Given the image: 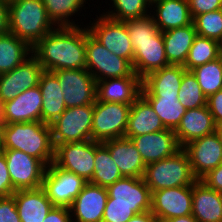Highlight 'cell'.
Wrapping results in <instances>:
<instances>
[{"label":"cell","mask_w":222,"mask_h":222,"mask_svg":"<svg viewBox=\"0 0 222 222\" xmlns=\"http://www.w3.org/2000/svg\"><path fill=\"white\" fill-rule=\"evenodd\" d=\"M86 28L60 26L32 47V55L44 71L86 69ZM34 53V54H33Z\"/></svg>","instance_id":"6da1fadb"},{"label":"cell","mask_w":222,"mask_h":222,"mask_svg":"<svg viewBox=\"0 0 222 222\" xmlns=\"http://www.w3.org/2000/svg\"><path fill=\"white\" fill-rule=\"evenodd\" d=\"M0 149L22 151L48 167L55 155L51 126L42 121L1 125Z\"/></svg>","instance_id":"7a4b0ae2"},{"label":"cell","mask_w":222,"mask_h":222,"mask_svg":"<svg viewBox=\"0 0 222 222\" xmlns=\"http://www.w3.org/2000/svg\"><path fill=\"white\" fill-rule=\"evenodd\" d=\"M42 0H15L9 3V30L33 47L56 27Z\"/></svg>","instance_id":"3957f363"},{"label":"cell","mask_w":222,"mask_h":222,"mask_svg":"<svg viewBox=\"0 0 222 222\" xmlns=\"http://www.w3.org/2000/svg\"><path fill=\"white\" fill-rule=\"evenodd\" d=\"M142 178L151 193L193 185L198 180L193 174L188 153L183 148L170 157L147 164Z\"/></svg>","instance_id":"277c9868"},{"label":"cell","mask_w":222,"mask_h":222,"mask_svg":"<svg viewBox=\"0 0 222 222\" xmlns=\"http://www.w3.org/2000/svg\"><path fill=\"white\" fill-rule=\"evenodd\" d=\"M86 69L97 81L108 78L139 77L132 64L111 53L86 28Z\"/></svg>","instance_id":"5b68a950"},{"label":"cell","mask_w":222,"mask_h":222,"mask_svg":"<svg viewBox=\"0 0 222 222\" xmlns=\"http://www.w3.org/2000/svg\"><path fill=\"white\" fill-rule=\"evenodd\" d=\"M94 103L67 108L52 124V139L59 144L92 140Z\"/></svg>","instance_id":"8992f818"},{"label":"cell","mask_w":222,"mask_h":222,"mask_svg":"<svg viewBox=\"0 0 222 222\" xmlns=\"http://www.w3.org/2000/svg\"><path fill=\"white\" fill-rule=\"evenodd\" d=\"M131 105L96 99L93 111L92 140L103 142L125 137Z\"/></svg>","instance_id":"52a82bcc"},{"label":"cell","mask_w":222,"mask_h":222,"mask_svg":"<svg viewBox=\"0 0 222 222\" xmlns=\"http://www.w3.org/2000/svg\"><path fill=\"white\" fill-rule=\"evenodd\" d=\"M101 143L87 140L59 144L55 147L53 163L57 167L75 173L89 182L94 172L95 151Z\"/></svg>","instance_id":"ba28073f"},{"label":"cell","mask_w":222,"mask_h":222,"mask_svg":"<svg viewBox=\"0 0 222 222\" xmlns=\"http://www.w3.org/2000/svg\"><path fill=\"white\" fill-rule=\"evenodd\" d=\"M57 76L67 108L95 103L97 82L87 69H59Z\"/></svg>","instance_id":"9c48e42d"},{"label":"cell","mask_w":222,"mask_h":222,"mask_svg":"<svg viewBox=\"0 0 222 222\" xmlns=\"http://www.w3.org/2000/svg\"><path fill=\"white\" fill-rule=\"evenodd\" d=\"M87 183L83 177L52 162L45 170L41 188L54 206L70 207Z\"/></svg>","instance_id":"30bf717a"},{"label":"cell","mask_w":222,"mask_h":222,"mask_svg":"<svg viewBox=\"0 0 222 222\" xmlns=\"http://www.w3.org/2000/svg\"><path fill=\"white\" fill-rule=\"evenodd\" d=\"M6 159L12 186L17 190L37 189L42 186L46 166L22 151L0 149Z\"/></svg>","instance_id":"8fae6325"},{"label":"cell","mask_w":222,"mask_h":222,"mask_svg":"<svg viewBox=\"0 0 222 222\" xmlns=\"http://www.w3.org/2000/svg\"><path fill=\"white\" fill-rule=\"evenodd\" d=\"M99 17L95 23L92 22V26L88 27L89 33L111 53L127 59L132 64L134 49L125 23L111 19L104 14Z\"/></svg>","instance_id":"7c38bea8"},{"label":"cell","mask_w":222,"mask_h":222,"mask_svg":"<svg viewBox=\"0 0 222 222\" xmlns=\"http://www.w3.org/2000/svg\"><path fill=\"white\" fill-rule=\"evenodd\" d=\"M151 213L158 222L192 214V185L153 191Z\"/></svg>","instance_id":"4fadbf2b"},{"label":"cell","mask_w":222,"mask_h":222,"mask_svg":"<svg viewBox=\"0 0 222 222\" xmlns=\"http://www.w3.org/2000/svg\"><path fill=\"white\" fill-rule=\"evenodd\" d=\"M41 64L31 54L13 70L0 74V103L13 100L18 94L38 86L43 72Z\"/></svg>","instance_id":"5bb4252c"},{"label":"cell","mask_w":222,"mask_h":222,"mask_svg":"<svg viewBox=\"0 0 222 222\" xmlns=\"http://www.w3.org/2000/svg\"><path fill=\"white\" fill-rule=\"evenodd\" d=\"M183 149L198 180L222 163V143L216 132L189 142Z\"/></svg>","instance_id":"9a60e30c"},{"label":"cell","mask_w":222,"mask_h":222,"mask_svg":"<svg viewBox=\"0 0 222 222\" xmlns=\"http://www.w3.org/2000/svg\"><path fill=\"white\" fill-rule=\"evenodd\" d=\"M42 104L39 86L23 91L13 100L2 104L1 125L42 121Z\"/></svg>","instance_id":"2e32d148"},{"label":"cell","mask_w":222,"mask_h":222,"mask_svg":"<svg viewBox=\"0 0 222 222\" xmlns=\"http://www.w3.org/2000/svg\"><path fill=\"white\" fill-rule=\"evenodd\" d=\"M106 189L111 204L138 207V214L151 211L152 193L142 177H123Z\"/></svg>","instance_id":"e0dca14e"},{"label":"cell","mask_w":222,"mask_h":222,"mask_svg":"<svg viewBox=\"0 0 222 222\" xmlns=\"http://www.w3.org/2000/svg\"><path fill=\"white\" fill-rule=\"evenodd\" d=\"M130 139L145 165L170 157L181 149L174 130L167 128L159 132L130 137Z\"/></svg>","instance_id":"ac0fdd59"},{"label":"cell","mask_w":222,"mask_h":222,"mask_svg":"<svg viewBox=\"0 0 222 222\" xmlns=\"http://www.w3.org/2000/svg\"><path fill=\"white\" fill-rule=\"evenodd\" d=\"M131 44L134 49L133 70L141 79L169 66L162 32L154 40H131Z\"/></svg>","instance_id":"d6986e66"},{"label":"cell","mask_w":222,"mask_h":222,"mask_svg":"<svg viewBox=\"0 0 222 222\" xmlns=\"http://www.w3.org/2000/svg\"><path fill=\"white\" fill-rule=\"evenodd\" d=\"M107 198L106 188L88 182L69 207L71 217L76 222H102Z\"/></svg>","instance_id":"ffe728a7"},{"label":"cell","mask_w":222,"mask_h":222,"mask_svg":"<svg viewBox=\"0 0 222 222\" xmlns=\"http://www.w3.org/2000/svg\"><path fill=\"white\" fill-rule=\"evenodd\" d=\"M186 69L182 65H169L142 79L143 97H178Z\"/></svg>","instance_id":"44dd1931"},{"label":"cell","mask_w":222,"mask_h":222,"mask_svg":"<svg viewBox=\"0 0 222 222\" xmlns=\"http://www.w3.org/2000/svg\"><path fill=\"white\" fill-rule=\"evenodd\" d=\"M216 127L214 118L206 105L186 110L174 133L180 147L183 148L189 142L215 132Z\"/></svg>","instance_id":"7402d4cb"},{"label":"cell","mask_w":222,"mask_h":222,"mask_svg":"<svg viewBox=\"0 0 222 222\" xmlns=\"http://www.w3.org/2000/svg\"><path fill=\"white\" fill-rule=\"evenodd\" d=\"M140 77L108 78L97 81V100L132 105L140 96Z\"/></svg>","instance_id":"603a6c76"},{"label":"cell","mask_w":222,"mask_h":222,"mask_svg":"<svg viewBox=\"0 0 222 222\" xmlns=\"http://www.w3.org/2000/svg\"><path fill=\"white\" fill-rule=\"evenodd\" d=\"M102 143L108 148L123 177H143L146 165L130 138L109 139Z\"/></svg>","instance_id":"cb8c5ba5"},{"label":"cell","mask_w":222,"mask_h":222,"mask_svg":"<svg viewBox=\"0 0 222 222\" xmlns=\"http://www.w3.org/2000/svg\"><path fill=\"white\" fill-rule=\"evenodd\" d=\"M192 215L198 222H222V193L197 180L192 185Z\"/></svg>","instance_id":"d4e9b609"},{"label":"cell","mask_w":222,"mask_h":222,"mask_svg":"<svg viewBox=\"0 0 222 222\" xmlns=\"http://www.w3.org/2000/svg\"><path fill=\"white\" fill-rule=\"evenodd\" d=\"M13 196L21 222H43L54 207L41 187L17 190Z\"/></svg>","instance_id":"484cf974"},{"label":"cell","mask_w":222,"mask_h":222,"mask_svg":"<svg viewBox=\"0 0 222 222\" xmlns=\"http://www.w3.org/2000/svg\"><path fill=\"white\" fill-rule=\"evenodd\" d=\"M38 86L43 99L42 122L50 125L67 109L63 91L57 76L50 71L41 73Z\"/></svg>","instance_id":"4316f807"},{"label":"cell","mask_w":222,"mask_h":222,"mask_svg":"<svg viewBox=\"0 0 222 222\" xmlns=\"http://www.w3.org/2000/svg\"><path fill=\"white\" fill-rule=\"evenodd\" d=\"M151 5L156 8L151 16L161 32L192 24L188 0H151Z\"/></svg>","instance_id":"83f0119b"},{"label":"cell","mask_w":222,"mask_h":222,"mask_svg":"<svg viewBox=\"0 0 222 222\" xmlns=\"http://www.w3.org/2000/svg\"><path fill=\"white\" fill-rule=\"evenodd\" d=\"M166 128L150 103L141 95L132 105L125 131V137H135L159 132Z\"/></svg>","instance_id":"f1b7e54d"},{"label":"cell","mask_w":222,"mask_h":222,"mask_svg":"<svg viewBox=\"0 0 222 222\" xmlns=\"http://www.w3.org/2000/svg\"><path fill=\"white\" fill-rule=\"evenodd\" d=\"M165 46V55L169 65H184L188 52L197 36L192 24L173 28L162 32Z\"/></svg>","instance_id":"f546056e"},{"label":"cell","mask_w":222,"mask_h":222,"mask_svg":"<svg viewBox=\"0 0 222 222\" xmlns=\"http://www.w3.org/2000/svg\"><path fill=\"white\" fill-rule=\"evenodd\" d=\"M32 53V47L9 32L0 36V74L9 72L23 63Z\"/></svg>","instance_id":"4dcf8cb0"},{"label":"cell","mask_w":222,"mask_h":222,"mask_svg":"<svg viewBox=\"0 0 222 222\" xmlns=\"http://www.w3.org/2000/svg\"><path fill=\"white\" fill-rule=\"evenodd\" d=\"M121 178L123 176L108 148L101 143L95 151L94 172L89 183L107 188Z\"/></svg>","instance_id":"1f68e13d"},{"label":"cell","mask_w":222,"mask_h":222,"mask_svg":"<svg viewBox=\"0 0 222 222\" xmlns=\"http://www.w3.org/2000/svg\"><path fill=\"white\" fill-rule=\"evenodd\" d=\"M221 55L222 47L219 41L197 35L188 52L183 67L186 70L191 71L197 66L219 58Z\"/></svg>","instance_id":"d6a6232c"},{"label":"cell","mask_w":222,"mask_h":222,"mask_svg":"<svg viewBox=\"0 0 222 222\" xmlns=\"http://www.w3.org/2000/svg\"><path fill=\"white\" fill-rule=\"evenodd\" d=\"M160 118L165 128L175 130L186 110L178 97H144Z\"/></svg>","instance_id":"836d02e7"},{"label":"cell","mask_w":222,"mask_h":222,"mask_svg":"<svg viewBox=\"0 0 222 222\" xmlns=\"http://www.w3.org/2000/svg\"><path fill=\"white\" fill-rule=\"evenodd\" d=\"M191 71L207 98L222 89V55L213 61L197 66Z\"/></svg>","instance_id":"e575fe53"},{"label":"cell","mask_w":222,"mask_h":222,"mask_svg":"<svg viewBox=\"0 0 222 222\" xmlns=\"http://www.w3.org/2000/svg\"><path fill=\"white\" fill-rule=\"evenodd\" d=\"M87 0H42L49 18L58 27L60 26H76L75 22L70 18L76 12L80 11ZM81 7V8H80Z\"/></svg>","instance_id":"d590c367"},{"label":"cell","mask_w":222,"mask_h":222,"mask_svg":"<svg viewBox=\"0 0 222 222\" xmlns=\"http://www.w3.org/2000/svg\"><path fill=\"white\" fill-rule=\"evenodd\" d=\"M178 99L180 104L187 110L207 105V97L203 94L192 71L186 70L184 72Z\"/></svg>","instance_id":"8d00e7d4"},{"label":"cell","mask_w":222,"mask_h":222,"mask_svg":"<svg viewBox=\"0 0 222 222\" xmlns=\"http://www.w3.org/2000/svg\"><path fill=\"white\" fill-rule=\"evenodd\" d=\"M114 11L106 12L107 17L126 21L130 19H139L151 15L147 8L151 5V0H112ZM148 5V7H147ZM116 9V10H115ZM150 14H147V13Z\"/></svg>","instance_id":"74e56055"},{"label":"cell","mask_w":222,"mask_h":222,"mask_svg":"<svg viewBox=\"0 0 222 222\" xmlns=\"http://www.w3.org/2000/svg\"><path fill=\"white\" fill-rule=\"evenodd\" d=\"M192 23L197 35L222 43V9L195 16Z\"/></svg>","instance_id":"f35d334b"},{"label":"cell","mask_w":222,"mask_h":222,"mask_svg":"<svg viewBox=\"0 0 222 222\" xmlns=\"http://www.w3.org/2000/svg\"><path fill=\"white\" fill-rule=\"evenodd\" d=\"M124 23L128 29L130 40H154L161 33L150 15L139 19L126 20Z\"/></svg>","instance_id":"ab89813d"},{"label":"cell","mask_w":222,"mask_h":222,"mask_svg":"<svg viewBox=\"0 0 222 222\" xmlns=\"http://www.w3.org/2000/svg\"><path fill=\"white\" fill-rule=\"evenodd\" d=\"M136 214H138V207L111 204V197H108L102 222H127Z\"/></svg>","instance_id":"60d3db41"},{"label":"cell","mask_w":222,"mask_h":222,"mask_svg":"<svg viewBox=\"0 0 222 222\" xmlns=\"http://www.w3.org/2000/svg\"><path fill=\"white\" fill-rule=\"evenodd\" d=\"M0 222H21L13 195L0 197Z\"/></svg>","instance_id":"b9f144b4"},{"label":"cell","mask_w":222,"mask_h":222,"mask_svg":"<svg viewBox=\"0 0 222 222\" xmlns=\"http://www.w3.org/2000/svg\"><path fill=\"white\" fill-rule=\"evenodd\" d=\"M192 19L202 13L222 9V0H188Z\"/></svg>","instance_id":"7bdbcfd3"},{"label":"cell","mask_w":222,"mask_h":222,"mask_svg":"<svg viewBox=\"0 0 222 222\" xmlns=\"http://www.w3.org/2000/svg\"><path fill=\"white\" fill-rule=\"evenodd\" d=\"M15 191L7 169L5 155L0 150V197L12 196Z\"/></svg>","instance_id":"ee69618b"},{"label":"cell","mask_w":222,"mask_h":222,"mask_svg":"<svg viewBox=\"0 0 222 222\" xmlns=\"http://www.w3.org/2000/svg\"><path fill=\"white\" fill-rule=\"evenodd\" d=\"M207 106L216 125L222 124V89L207 98Z\"/></svg>","instance_id":"f6af8a7d"},{"label":"cell","mask_w":222,"mask_h":222,"mask_svg":"<svg viewBox=\"0 0 222 222\" xmlns=\"http://www.w3.org/2000/svg\"><path fill=\"white\" fill-rule=\"evenodd\" d=\"M200 181L210 189L222 193V163L204 175Z\"/></svg>","instance_id":"bcb514c9"},{"label":"cell","mask_w":222,"mask_h":222,"mask_svg":"<svg viewBox=\"0 0 222 222\" xmlns=\"http://www.w3.org/2000/svg\"><path fill=\"white\" fill-rule=\"evenodd\" d=\"M69 207L54 206L47 214L43 222H73Z\"/></svg>","instance_id":"7dc6e473"},{"label":"cell","mask_w":222,"mask_h":222,"mask_svg":"<svg viewBox=\"0 0 222 222\" xmlns=\"http://www.w3.org/2000/svg\"><path fill=\"white\" fill-rule=\"evenodd\" d=\"M9 32V3L0 0V36Z\"/></svg>","instance_id":"c3c4849f"},{"label":"cell","mask_w":222,"mask_h":222,"mask_svg":"<svg viewBox=\"0 0 222 222\" xmlns=\"http://www.w3.org/2000/svg\"><path fill=\"white\" fill-rule=\"evenodd\" d=\"M127 222H158L156 217L151 213V211L136 214L130 218Z\"/></svg>","instance_id":"681fc988"},{"label":"cell","mask_w":222,"mask_h":222,"mask_svg":"<svg viewBox=\"0 0 222 222\" xmlns=\"http://www.w3.org/2000/svg\"><path fill=\"white\" fill-rule=\"evenodd\" d=\"M160 222H198L192 214L186 216L175 217L171 219L162 220Z\"/></svg>","instance_id":"f907efd6"},{"label":"cell","mask_w":222,"mask_h":222,"mask_svg":"<svg viewBox=\"0 0 222 222\" xmlns=\"http://www.w3.org/2000/svg\"><path fill=\"white\" fill-rule=\"evenodd\" d=\"M215 132L218 134L220 142L222 143V124L217 125Z\"/></svg>","instance_id":"816d5d0a"},{"label":"cell","mask_w":222,"mask_h":222,"mask_svg":"<svg viewBox=\"0 0 222 222\" xmlns=\"http://www.w3.org/2000/svg\"><path fill=\"white\" fill-rule=\"evenodd\" d=\"M1 1H4V2H7V3H10V2H13L15 0H1Z\"/></svg>","instance_id":"f5cc1de1"},{"label":"cell","mask_w":222,"mask_h":222,"mask_svg":"<svg viewBox=\"0 0 222 222\" xmlns=\"http://www.w3.org/2000/svg\"><path fill=\"white\" fill-rule=\"evenodd\" d=\"M1 109H2V105L0 103V123H1Z\"/></svg>","instance_id":"db71d44e"}]
</instances>
